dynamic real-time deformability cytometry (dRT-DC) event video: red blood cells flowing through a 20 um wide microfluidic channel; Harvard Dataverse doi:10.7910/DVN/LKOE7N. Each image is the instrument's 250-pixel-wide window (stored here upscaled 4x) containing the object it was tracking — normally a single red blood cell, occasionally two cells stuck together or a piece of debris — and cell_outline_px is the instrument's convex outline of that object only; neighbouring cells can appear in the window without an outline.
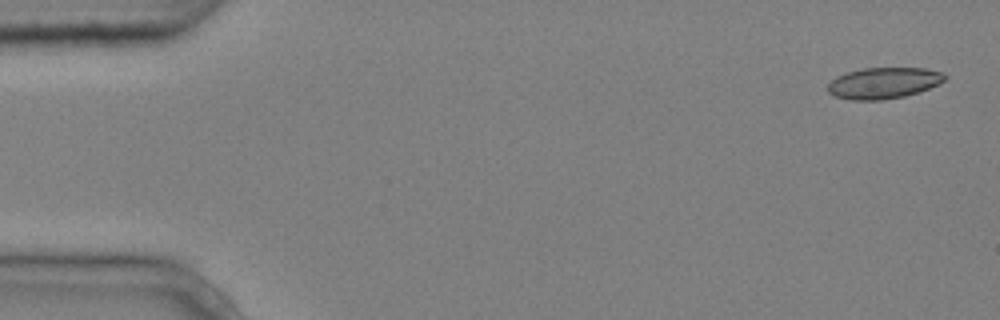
{"species": "common noctule bat (a hibernating species)", "species_latin": "Nyctalus noctula", "temperature_condition": "cold", "stored_images_in_passage": 8, "camera_frame_rate_fps": 3000, "um_per_image_px": 0.085, "animal": {"sex": "male", "body_mass_g": 20.4}, "frame": {"image": 1, "passage_image": 1, "time_ms": 0.0, "image_size_px": [1000, 320], "cell_outline_px": [[948, 76], [940, 84], [904, 96], [880, 100], [852, 100], [836, 96], [828, 92], [828, 84], [836, 76], [848, 72], [864, 68], [924, 68], [944, 72]], "centroid_in_image_um": [75.13, 7.05], "position_along_channel_um": 9.9, "area_um2": 21.15}}
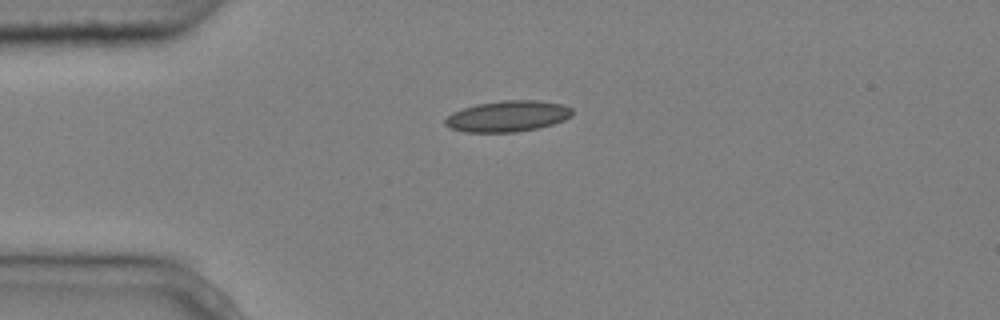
{"frame": {"image": 2, "passage_image": 4, "time_ms": 1.0, "image_size_px": [1000, 320], "cell_outline_px": [[572, 116], [564, 120], [552, 124], [536, 128], [516, 132], [464, 132], [452, 128], [444, 124], [444, 120], [452, 112], [476, 104], [500, 100], [536, 100], [560, 104], [572, 108]], "centroid_in_image_um": [43.14, 9.87], "position_along_channel_um": 41.9, "area_um2": 22.89}}
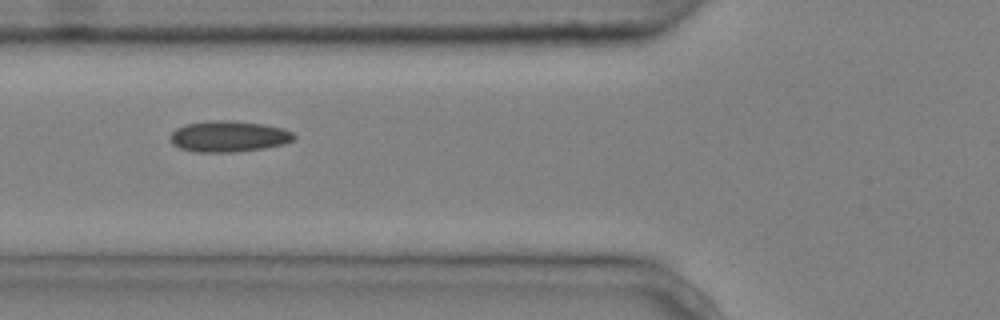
{"frame": {"image": 3, "passage_image": 6, "time_ms": 1.667, "image_size_px": [1000, 320], "cell_outline_px": [[296, 140], [284, 144], [264, 148], [236, 152], [192, 152], [180, 148], [172, 144], [168, 136], [176, 128], [184, 124], [212, 120], [232, 120], [260, 124], [284, 128], [292, 132], [296, 136]], "centroid_in_image_um": [19.42, 11.6], "position_along_channel_um": 106.4, "area_um2": 22.72}}